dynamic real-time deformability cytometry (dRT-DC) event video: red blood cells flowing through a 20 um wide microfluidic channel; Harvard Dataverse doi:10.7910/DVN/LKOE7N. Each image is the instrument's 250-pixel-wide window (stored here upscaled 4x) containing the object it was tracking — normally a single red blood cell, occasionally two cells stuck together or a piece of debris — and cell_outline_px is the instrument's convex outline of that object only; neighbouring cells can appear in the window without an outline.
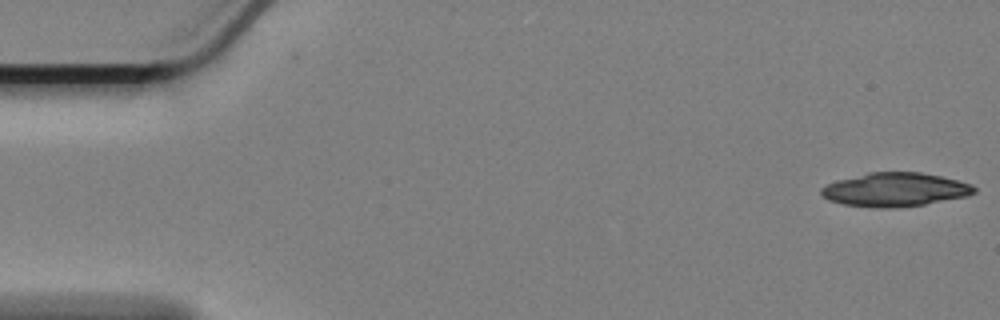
{"species": "Egyptian fruit bat (a non-hibernating species)", "species_latin": "Rousettus aegyptiacus", "temperature_condition": "cold", "stored_images_in_passage": 16, "camera_frame_rate_fps": 3000, "um_per_image_px": 0.085, "animal": {"sex": "female"}, "frame": {"image": 1, "passage_image": 1, "time_ms": 0.0, "image_size_px": [1000, 320], "cell_outline_px": [[976, 192], [968, 196], [924, 204], [896, 208], [876, 208], [844, 204], [828, 200], [820, 196], [820, 188], [836, 180], [868, 172], [920, 172], [940, 176], [972, 184], [976, 188]], "centroid_in_image_um": [76.05, 16.12], "position_along_channel_um": 8.9, "area_um2": 30.23}}